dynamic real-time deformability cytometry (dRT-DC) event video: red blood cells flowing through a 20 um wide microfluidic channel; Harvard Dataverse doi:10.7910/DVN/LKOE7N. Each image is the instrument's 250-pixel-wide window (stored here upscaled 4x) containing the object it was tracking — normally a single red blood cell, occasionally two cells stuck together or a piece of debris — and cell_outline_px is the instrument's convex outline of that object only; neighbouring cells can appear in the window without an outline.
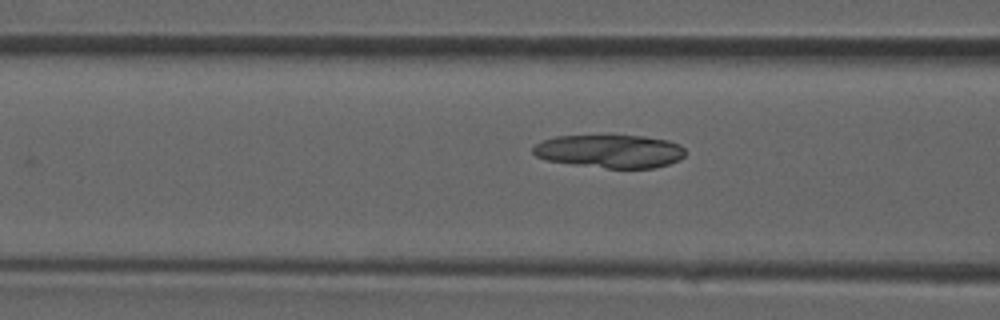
{"species": "common noctule bat (a hibernating species)", "species_latin": "Nyctalus noctula", "temperature_condition": "room temperature", "stored_images_in_passage": 4, "segment_of_instrument_passage": [1, 2], "camera_frame_rate_fps": 3000, "um_per_image_px": 0.085, "animal": {"sex": "male", "forearm_length_mm": 52.5}, "frame": {"image": 1, "passage_image": 3, "time_ms": 2.333, "image_size_px": [1000, 320], "cell_outline_px": [[684, 156], [680, 160], [668, 164], [652, 168], [608, 168], [576, 164], [548, 160], [536, 156], [532, 152], [532, 148], [536, 144], [544, 140], [556, 136], [644, 136], [668, 140], [680, 144], [684, 148]], "centroid_in_image_um": [51.88, 12.85], "position_along_channel_um": 114.7, "area_um2": 29.19}}